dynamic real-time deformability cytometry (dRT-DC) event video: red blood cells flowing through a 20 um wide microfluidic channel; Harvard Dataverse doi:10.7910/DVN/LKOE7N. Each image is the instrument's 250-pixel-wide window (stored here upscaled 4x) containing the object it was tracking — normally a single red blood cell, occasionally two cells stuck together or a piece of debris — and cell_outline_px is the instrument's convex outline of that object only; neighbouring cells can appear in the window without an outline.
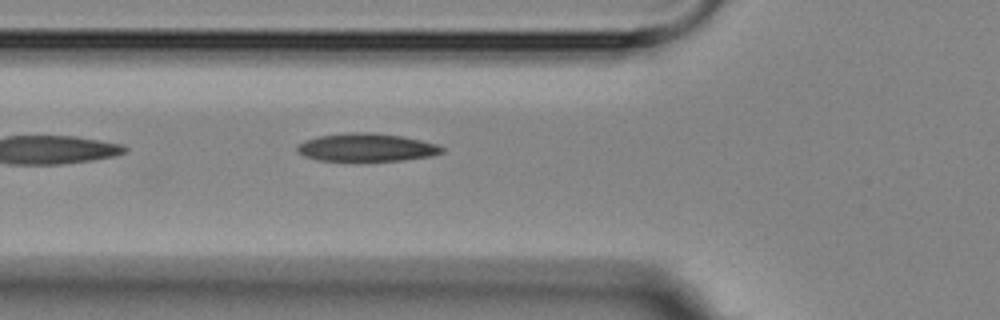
{"species": "Egyptian fruit bat (a non-hibernating species)", "species_latin": "Rousettus aegyptiacus", "temperature_condition": "room temperature", "stored_images_in_passage": 5, "camera_frame_rate_fps": 3000, "um_per_image_px": 0.085, "animal": {"sex": "female"}, "frame": {"image": 1, "passage_image": 5, "time_ms": 4.667, "image_size_px": [1000, 320], "cell_outline_px": [[444, 152], [432, 156], [404, 160], [316, 160], [304, 156], [296, 152], [296, 144], [304, 140], [320, 136], [348, 132], [372, 132], [404, 136], [436, 144], [444, 148]], "centroid_in_image_um": [31.13, 12.52], "position_along_channel_um": 94.7, "area_um2": 23.7}}